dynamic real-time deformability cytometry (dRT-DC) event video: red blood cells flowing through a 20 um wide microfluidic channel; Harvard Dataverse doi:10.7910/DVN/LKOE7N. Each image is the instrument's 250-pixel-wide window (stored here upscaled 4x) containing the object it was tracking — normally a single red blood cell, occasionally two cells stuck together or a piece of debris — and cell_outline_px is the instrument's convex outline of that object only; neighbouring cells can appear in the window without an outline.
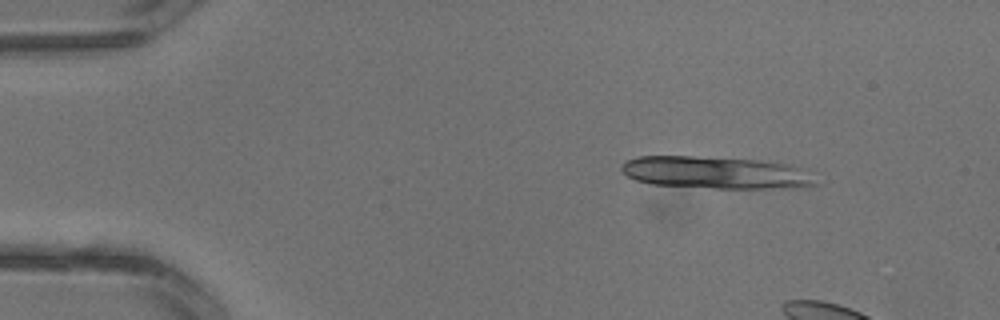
{"species": "common noctule bat (a hibernating species)", "species_latin": "Nyctalus noctula", "temperature_condition": "warm", "stored_images_in_passage": 3, "segment_of_instrument_passage": [1, 2], "camera_frame_rate_fps": 3000, "um_per_image_px": 0.085, "animal": {"sex": "male", "body_mass_g": 13.3}, "frame": {"image": 1, "passage_image": 1, "time_ms": 0.0, "image_size_px": [1000, 320], "cell_outline_px": [[820, 184], [812, 188], [712, 188], [652, 184], [636, 180], [628, 176], [620, 168], [628, 160], [636, 156], [696, 156], [760, 160], [788, 164], [808, 168]], "centroid_in_image_um": [61.01, 14.68], "position_along_channel_um": 24.0, "area_um2": 37.17}}